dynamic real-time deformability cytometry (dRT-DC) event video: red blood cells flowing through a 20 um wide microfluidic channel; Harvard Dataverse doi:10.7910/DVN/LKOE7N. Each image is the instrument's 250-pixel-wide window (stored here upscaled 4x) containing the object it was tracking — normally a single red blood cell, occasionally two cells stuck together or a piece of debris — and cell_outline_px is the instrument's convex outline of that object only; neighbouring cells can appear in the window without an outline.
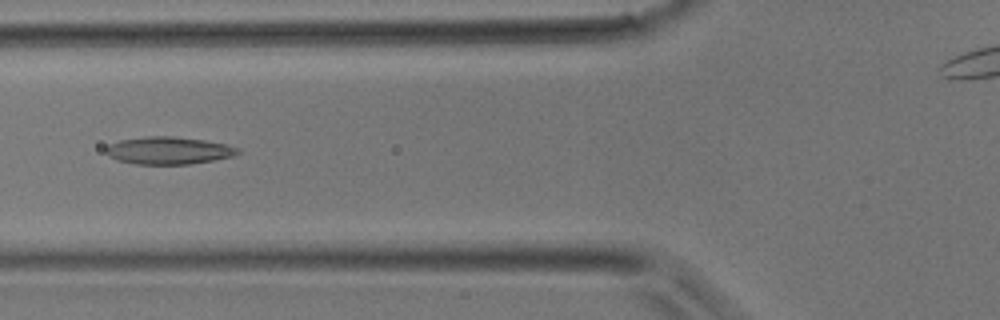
{"species": "common noctule bat (a hibernating species)", "species_latin": "Nyctalus noctula", "temperature_condition": "room temperature", "stored_images_in_passage": 26, "camera_frame_rate_fps": 3000, "um_per_image_px": 0.085, "animal": {"sex": "male", "body_mass_g": 17.9}, "frame": {"image": 1, "passage_image": 15, "time_ms": 4.667, "image_size_px": [1000, 320], "cell_outline_px": [[240, 152], [236, 156], [216, 160], [188, 164], [136, 164], [120, 160], [108, 156], [104, 152], [104, 148], [108, 144], [120, 140], [148, 136], [172, 136], [204, 140], [228, 144], [240, 148]], "centroid_in_image_um": [14.36, 12.79], "position_along_channel_um": 111.4, "area_um2": 21.33}}
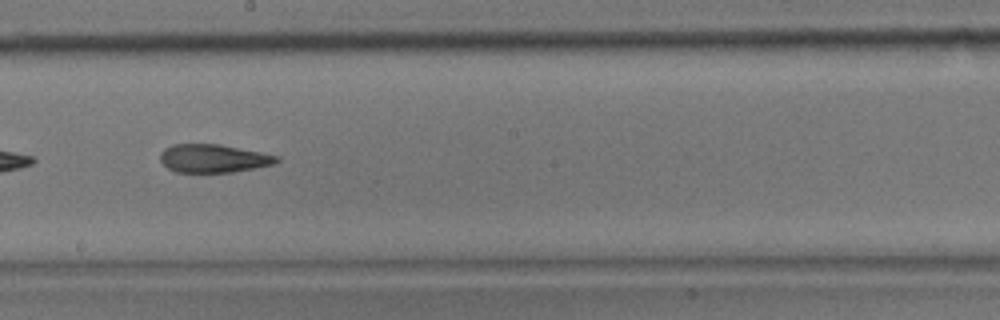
{"frame": {"image": 2, "passage_image": 22, "time_ms": 7.0, "image_size_px": [1000, 320], "cell_outline_px": [[280, 160], [272, 164], [232, 172], [176, 172], [168, 168], [160, 160], [160, 152], [164, 148], [172, 144], [220, 144], [280, 156]], "centroid_in_image_um": [18.11, 13.45], "position_along_channel_um": 230.1, "area_um2": 19.07}}